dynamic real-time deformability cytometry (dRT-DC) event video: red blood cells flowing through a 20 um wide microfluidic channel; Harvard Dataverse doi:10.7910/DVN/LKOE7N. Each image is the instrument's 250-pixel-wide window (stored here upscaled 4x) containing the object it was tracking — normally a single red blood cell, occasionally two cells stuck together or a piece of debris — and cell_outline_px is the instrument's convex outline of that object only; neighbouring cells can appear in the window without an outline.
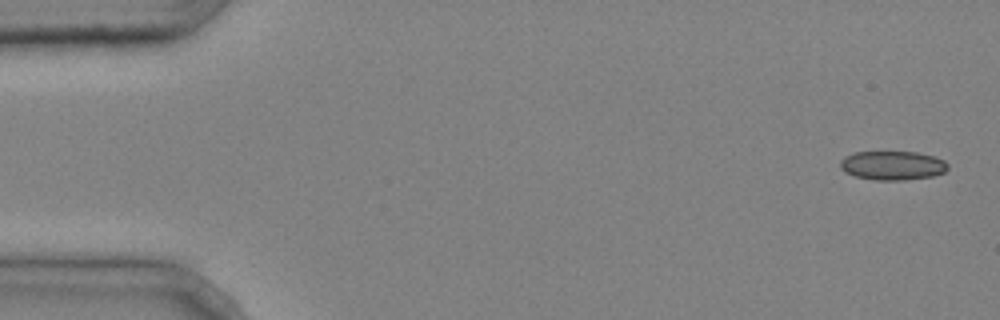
{"species": "common noctule bat (a hibernating species)", "species_latin": "Nyctalus noctula", "temperature_condition": "cold", "stored_images_in_passage": 5, "camera_frame_rate_fps": 3000, "um_per_image_px": 0.085, "animal": {"sex": "male", "body_mass_g": 20.4}, "frame": {"image": 1, "passage_image": 1, "time_ms": 0.0, "image_size_px": [1000, 320], "cell_outline_px": [[948, 168], [944, 172], [932, 176], [904, 180], [872, 180], [856, 176], [844, 172], [840, 168], [840, 160], [844, 156], [856, 152], [916, 152], [936, 156], [944, 160], [948, 164]], "centroid_in_image_um": [75.86, 14.06], "position_along_channel_um": 9.1, "area_um2": 18.32}}